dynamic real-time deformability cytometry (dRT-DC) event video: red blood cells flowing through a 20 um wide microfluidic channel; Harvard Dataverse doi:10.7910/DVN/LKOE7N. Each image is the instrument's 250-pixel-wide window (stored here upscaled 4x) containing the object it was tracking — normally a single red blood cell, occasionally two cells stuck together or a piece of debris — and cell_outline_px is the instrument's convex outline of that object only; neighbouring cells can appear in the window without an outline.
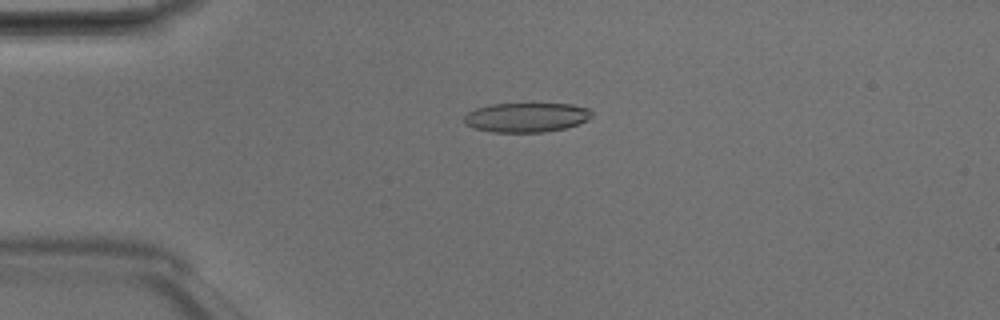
{"species": "Egyptian fruit bat (a non-hibernating species)", "species_latin": "Rousettus aegyptiacus", "temperature_condition": "room temperature", "stored_images_in_passage": 48, "camera_frame_rate_fps": 3000, "um_per_image_px": 0.085, "animal": {"sex": "male"}, "frame": {"image": 1, "passage_image": 11, "time_ms": 3.333, "image_size_px": [1000, 320], "cell_outline_px": [[592, 116], [588, 120], [564, 128], [544, 132], [492, 132], [476, 128], [464, 124], [464, 116], [468, 112], [476, 108], [488, 104], [572, 104], [588, 108], [592, 112]], "centroid_in_image_um": [44.73, 9.97], "position_along_channel_um": 40.3, "area_um2": 21.85}}
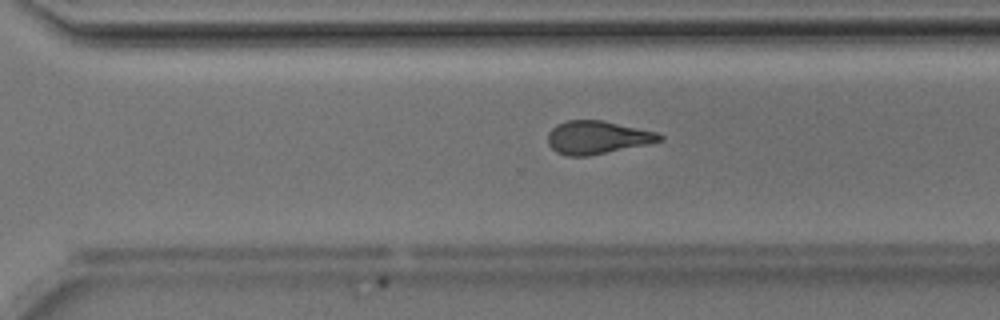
{"frame": {"image": 2, "passage_image": 33, "time_ms": 10.667, "image_size_px": [1000, 320], "cell_outline_px": [[664, 140], [648, 144], [588, 156], [568, 156], [556, 152], [548, 144], [548, 132], [556, 124], [568, 120], [600, 120], [656, 132], [664, 136]], "centroid_in_image_um": [50.75, 11.69], "position_along_channel_um": 319.9, "area_um2": 21.44}}
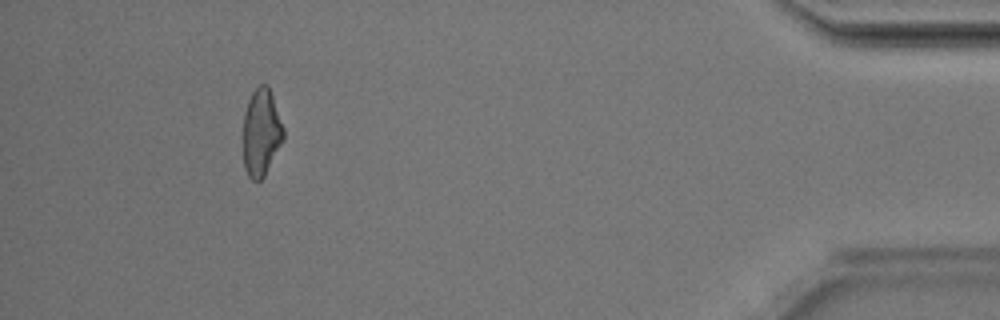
{"frame": {"image": 3, "passage_image": 44, "time_ms": 14.333, "image_size_px": [1000, 320], "cell_outline_px": [[284, 140], [264, 176], [260, 180], [252, 180], [248, 176], [244, 168], [244, 112], [248, 100], [252, 92], [260, 84], [268, 84], [284, 128]], "centroid_in_image_um": [22.22, 11.25], "position_along_channel_um": 413.0, "area_um2": 20.46}, "authors_computed_cell_mechanics": {"area_um2": 22.253, "velocity_mm_per_s": 4.2103, "shape_relaxation_time_tau1_ms": 5.0008, "shape_relaxation_time_tau2_ms": 1.9915, "deformation_change_tau1": 0.158, "deformation_change_tau2": 0.1067}}